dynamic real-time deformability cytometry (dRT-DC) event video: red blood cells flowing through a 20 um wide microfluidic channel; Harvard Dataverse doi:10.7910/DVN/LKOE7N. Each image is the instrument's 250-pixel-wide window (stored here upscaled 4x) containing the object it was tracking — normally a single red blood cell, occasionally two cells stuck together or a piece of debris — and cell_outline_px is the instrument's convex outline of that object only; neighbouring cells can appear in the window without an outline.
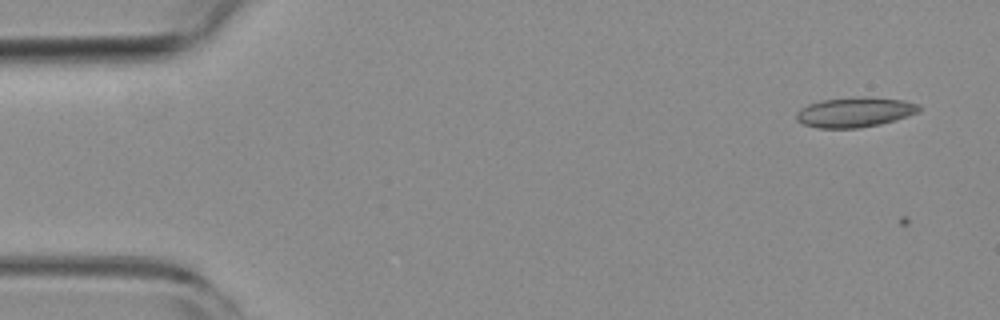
{"species": "common noctule bat (a hibernating species)", "species_latin": "Nyctalus noctula", "temperature_condition": "room temperature", "stored_images_in_passage": 2, "camera_frame_rate_fps": 3000, "um_per_image_px": 0.085, "animal": {"sex": "female", "body_mass_g": 19.3, "forearm_length_mm": 54.1}, "frame": {"image": 1, "passage_image": 1, "time_ms": 0.0, "image_size_px": [1000, 320], "cell_outline_px": [[920, 108], [916, 112], [908, 116], [896, 120], [880, 124], [856, 128], [816, 128], [804, 124], [796, 120], [796, 112], [800, 108], [808, 104], [820, 100], [904, 100], [920, 104]], "centroid_in_image_um": [72.6, 9.6], "position_along_channel_um": 12.4, "area_um2": 20.29}}